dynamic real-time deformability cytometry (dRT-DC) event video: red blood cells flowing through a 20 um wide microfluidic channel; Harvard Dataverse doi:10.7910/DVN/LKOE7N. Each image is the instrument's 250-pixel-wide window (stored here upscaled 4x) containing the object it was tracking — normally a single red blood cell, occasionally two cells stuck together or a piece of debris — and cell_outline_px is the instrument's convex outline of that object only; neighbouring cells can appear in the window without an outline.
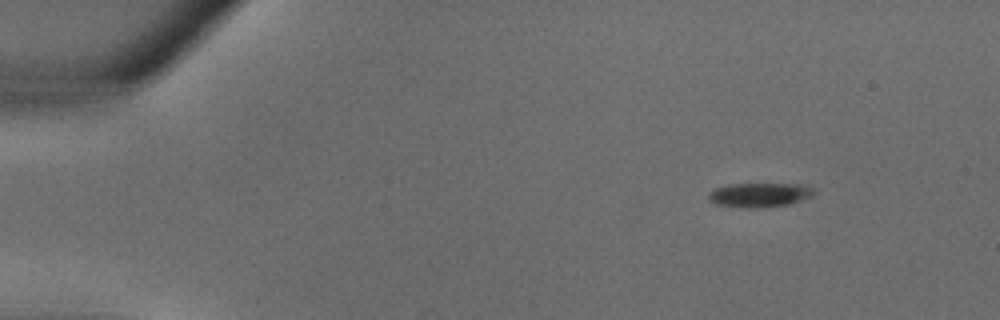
{"species": "common noctule bat (a hibernating species)", "species_latin": "Nyctalus noctula", "temperature_condition": "warm", "stored_images_in_passage": 29, "camera_frame_rate_fps": 3000, "um_per_image_px": 0.085, "animal": {"sex": "male", "body_mass_g": 18.8}, "frame": {"image": 1, "passage_image": 1, "time_ms": 0.0, "image_size_px": [1000, 320], "cell_outline_px": [[816, 192], [812, 196], [788, 204], [760, 208], [744, 208], [716, 204], [708, 200], [708, 192], [716, 188], [728, 184], [804, 184], [812, 188]], "centroid_in_image_um": [64.54, 16.57], "position_along_channel_um": 20.5, "area_um2": 14.97}}
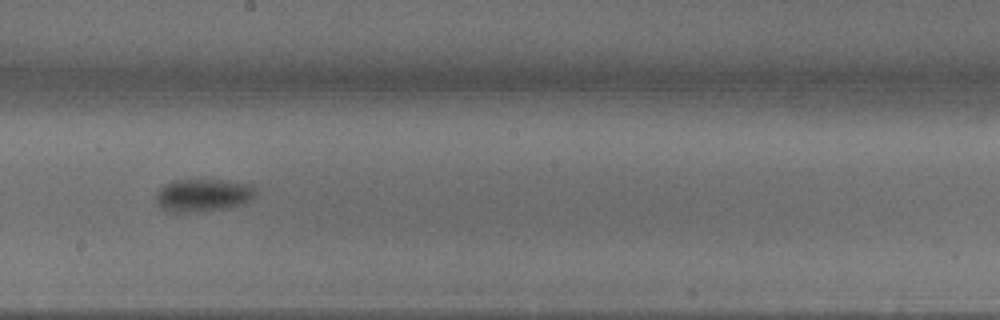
{"frame": {"image": 2, "passage_image": 17, "time_ms": 5.333, "image_size_px": [1000, 320], "cell_outline_px": [[256, 196], [252, 200], [244, 204], [228, 208], [188, 212], [168, 212], [160, 208], [156, 200], [156, 192], [160, 188], [176, 180], [220, 180], [252, 184], [256, 188]], "centroid_in_image_um": [17.31, 16.6], "position_along_channel_um": 230.9, "area_um2": 19.13}}
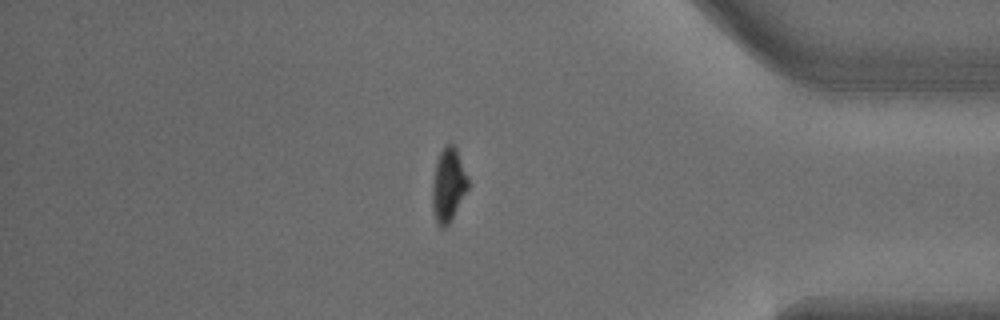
{"frame": {"image": 3, "passage_image": 27, "time_ms": 8.667, "image_size_px": [1000, 320], "cell_outline_px": [[468, 188], [448, 224], [444, 228], [440, 228], [436, 224], [432, 208], [432, 188], [436, 164], [440, 152], [444, 144], [452, 144], [456, 148], [468, 176]], "centroid_in_image_um": [38.09, 15.73], "position_along_channel_um": 397.1, "area_um2": 15.14}}